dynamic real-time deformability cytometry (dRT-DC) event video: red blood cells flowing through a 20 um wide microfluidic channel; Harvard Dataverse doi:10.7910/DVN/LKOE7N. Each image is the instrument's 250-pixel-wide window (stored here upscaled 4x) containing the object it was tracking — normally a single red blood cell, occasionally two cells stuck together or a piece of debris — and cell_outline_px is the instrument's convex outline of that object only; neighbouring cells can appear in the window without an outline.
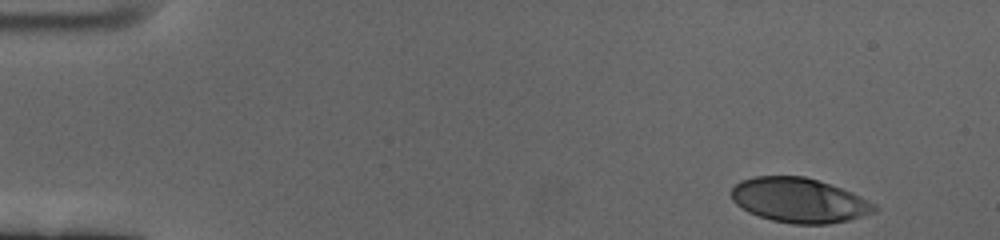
{"species": "human", "species_latin": "Homo sapiens", "temperature_condition": "cold", "stored_images_in_passage": 56, "camera_frame_rate_fps": 3000, "um_per_image_px": 0.085, "donor": {"sex": "female"}, "frame": {"image": 1, "passage_image": 1, "time_ms": 0.0, "image_size_px": [1000, 240], "cell_outline_px": [[880, 208], [876, 212], [848, 220], [828, 224], [792, 224], [772, 220], [748, 212], [736, 204], [732, 200], [732, 188], [740, 180], [756, 176], [804, 176], [852, 192], [876, 204]], "centroid_in_image_um": [67.94, 17.03], "position_along_channel_um": 17.1, "area_um2": 37.17}}
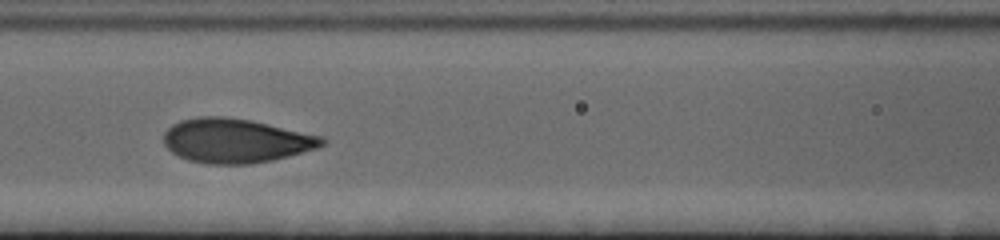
{"frame": {"image": 2, "passage_image": 23, "time_ms": 7.333, "image_size_px": [1000, 240], "cell_outline_px": [[328, 140], [324, 144], [316, 148], [288, 156], [272, 160], [252, 164], [208, 164], [188, 160], [172, 152], [164, 144], [164, 132], [172, 124], [180, 120], [200, 116], [224, 116], [248, 120], [324, 136]], "centroid_in_image_um": [20.03, 11.96], "position_along_channel_um": 146.6, "area_um2": 40.75}}
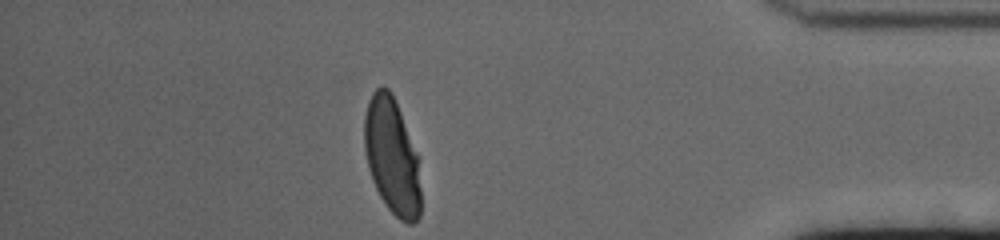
{"frame": {"image": 3, "passage_image": 49, "time_ms": 16.0, "image_size_px": [1000, 240], "cell_outline_px": [[420, 216], [412, 224], [408, 224], [400, 220], [388, 208], [380, 196], [372, 180], [368, 168], [364, 148], [364, 116], [368, 100], [372, 92], [376, 88], [388, 88], [392, 92], [416, 152], [420, 188]], "centroid_in_image_um": [33.29, 13.29], "position_along_channel_um": 401.9, "area_um2": 37.92}, "authors_computed_cell_mechanics": {"area_um2": 39.4196, "velocity_mm_per_s": 3.3527, "shape_relaxation_time_tau1_ms": 3.9905, "shape_relaxation_time_tau2_ms": null, "deformation_change_tau1": 0.207, "deformation_change_tau2": null}}